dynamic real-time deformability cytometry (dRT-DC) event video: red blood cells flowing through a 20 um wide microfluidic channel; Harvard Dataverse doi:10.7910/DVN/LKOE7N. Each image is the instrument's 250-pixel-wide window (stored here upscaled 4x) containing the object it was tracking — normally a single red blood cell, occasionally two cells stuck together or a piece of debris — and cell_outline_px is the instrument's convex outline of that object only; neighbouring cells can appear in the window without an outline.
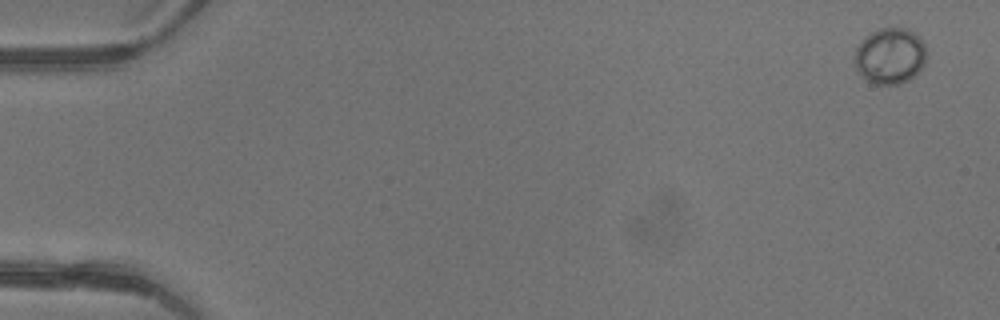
{"species": "common noctule bat (a hibernating species)", "species_latin": "Nyctalus noctula", "temperature_condition": "warm", "stored_images_in_passage": 6, "camera_frame_rate_fps": 3000, "um_per_image_px": 0.085, "animal": {"sex": "female"}, "frame": {"image": 1, "passage_image": 1, "time_ms": 0.0, "image_size_px": [1000, 320], "cell_outline_px": [[928, 52], [924, 64], [908, 80], [900, 84], [876, 84], [864, 80], [860, 76], [852, 60], [856, 48], [864, 36], [880, 28], [904, 28], [912, 32], [924, 40]], "centroid_in_image_um": [75.63, 4.75], "position_along_channel_um": 9.4, "area_um2": 23.87}}
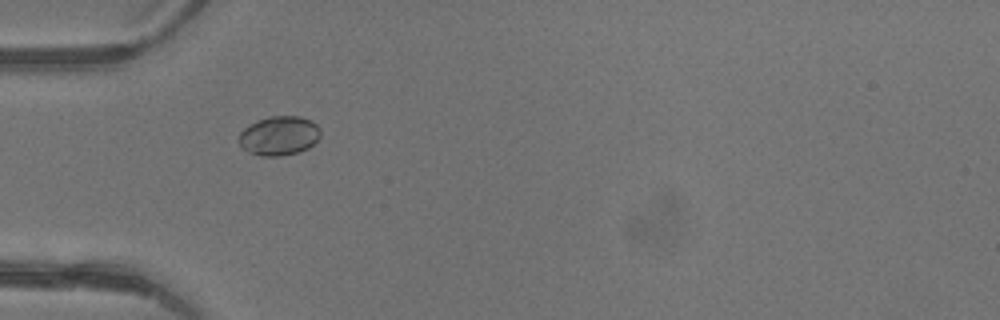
{"frame": {"image": 2, "passage_image": 5, "time_ms": 1.333, "image_size_px": [1000, 320], "cell_outline_px": [[320, 136], [308, 148], [296, 152], [280, 156], [260, 156], [248, 152], [240, 148], [236, 140], [240, 132], [244, 128], [256, 120], [268, 116], [300, 116], [312, 120], [320, 128]], "centroid_in_image_um": [23.67, 11.53], "position_along_channel_um": 61.3, "area_um2": 18.96}}
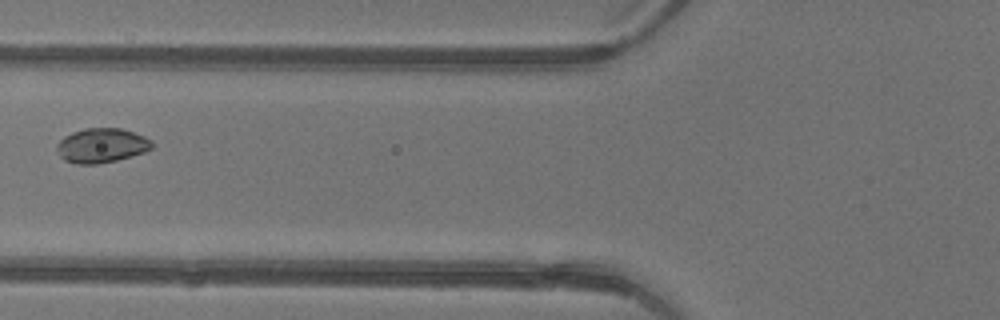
{"frame": {"image": 3, "passage_image": 6, "time_ms": 1.667, "image_size_px": [1000, 320], "cell_outline_px": [[152, 148], [144, 152], [132, 156], [116, 160], [96, 164], [76, 164], [64, 160], [60, 156], [56, 148], [56, 144], [64, 136], [72, 132], [84, 128], [120, 128], [144, 136], [152, 140]], "centroid_in_image_um": [8.61, 12.36], "position_along_channel_um": 117.2, "area_um2": 19.13}}